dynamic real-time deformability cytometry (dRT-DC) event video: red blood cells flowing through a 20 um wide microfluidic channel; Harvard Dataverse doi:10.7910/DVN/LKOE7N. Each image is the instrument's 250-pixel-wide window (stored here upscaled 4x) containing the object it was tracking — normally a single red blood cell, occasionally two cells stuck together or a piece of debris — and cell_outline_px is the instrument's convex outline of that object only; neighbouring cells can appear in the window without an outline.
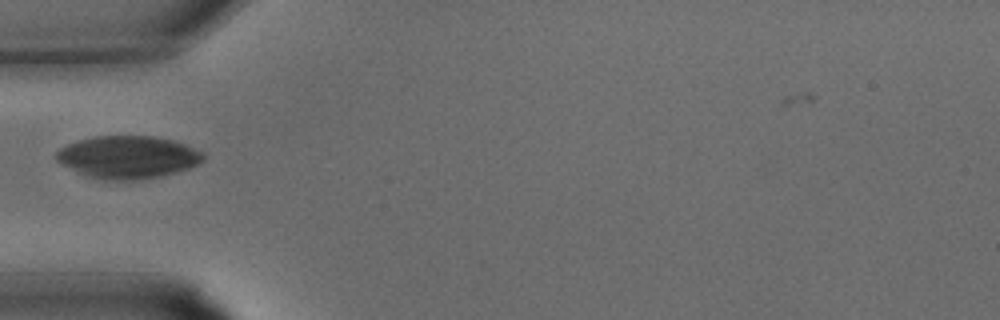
{"species": "common noctule bat (a hibernating species)", "species_latin": "Nyctalus noctula", "temperature_condition": "warm", "stored_images_in_passage": 10, "camera_frame_rate_fps": 3000, "um_per_image_px": 0.085, "animal": {"sex": "male", "body_mass_g": 15.6}, "frame": {"image": 1, "passage_image": 1, "time_ms": 0.0, "image_size_px": [1000, 320], "cell_outline_px": [[204, 160], [200, 164], [176, 172], [160, 176], [136, 180], [100, 180], [88, 176], [56, 160], [56, 152], [60, 148], [68, 144], [80, 140], [96, 136], [152, 136], [172, 140], [184, 144], [204, 152]], "centroid_in_image_um": [10.91, 13.36], "position_along_channel_um": 74.1, "area_um2": 36.18}}
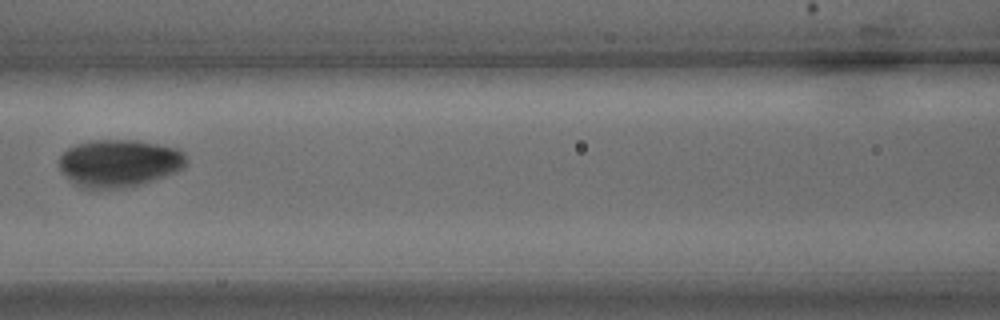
{"frame": {"image": 2, "passage_image": 5, "time_ms": 1.333, "image_size_px": [1000, 320], "cell_outline_px": [[188, 160], [184, 168], [176, 172], [140, 184], [120, 188], [92, 192], [80, 188], [68, 180], [60, 168], [60, 156], [68, 148], [76, 144], [92, 140], [136, 140], [176, 148], [184, 152]], "centroid_in_image_um": [10.1, 13.9], "position_along_channel_um": 156.5, "area_um2": 35.72}}
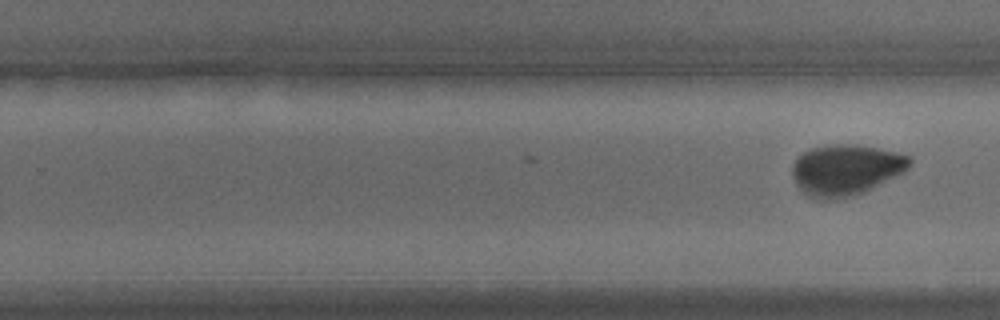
{"frame": {"image": 3, "passage_image": 10, "time_ms": 3.0, "image_size_px": [1000, 320], "cell_outline_px": [[912, 160], [908, 168], [904, 172], [864, 192], [852, 196], [836, 200], [816, 200], [808, 196], [796, 184], [792, 176], [792, 164], [804, 152], [812, 148], [836, 144], [848, 144], [876, 148], [896, 152], [912, 156]], "centroid_in_image_um": [71.89, 14.46], "position_along_channel_um": 257.9, "area_um2": 34.8}}